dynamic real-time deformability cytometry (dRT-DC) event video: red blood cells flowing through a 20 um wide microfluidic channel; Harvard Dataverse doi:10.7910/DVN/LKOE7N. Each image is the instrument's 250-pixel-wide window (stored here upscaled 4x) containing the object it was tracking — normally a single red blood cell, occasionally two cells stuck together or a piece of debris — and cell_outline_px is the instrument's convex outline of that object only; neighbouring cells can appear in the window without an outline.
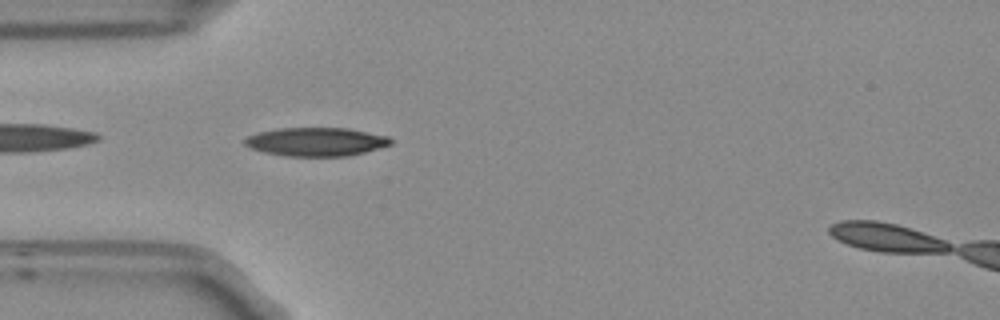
{"species": "Egyptian fruit bat (a non-hibernating species)", "species_latin": "Rousettus aegyptiacus", "temperature_condition": "room temperature", "stored_images_in_passage": 35, "camera_frame_rate_fps": 3000, "um_per_image_px": 0.085, "frame": {"image": 1, "passage_image": 1, "time_ms": 0.0, "image_size_px": [1000, 320], "cell_outline_px": [[392, 144], [364, 152], [348, 156], [284, 156], [264, 152], [252, 148], [244, 144], [244, 140], [248, 136], [260, 132], [280, 128], [348, 128], [388, 136], [392, 140]], "centroid_in_image_um": [26.88, 12.05], "position_along_channel_um": 58.1, "area_um2": 24.16}, "authors_computed_cell_mechanics": {"area_um2": 23.8714, "velocity_mm_per_s": 3.7525, "shape_relaxation_time_tau1_ms": 5.4984, "shape_relaxation_time_tau2_ms": null, "deformation_change_tau1": 0.1442, "deformation_change_tau2": null}}